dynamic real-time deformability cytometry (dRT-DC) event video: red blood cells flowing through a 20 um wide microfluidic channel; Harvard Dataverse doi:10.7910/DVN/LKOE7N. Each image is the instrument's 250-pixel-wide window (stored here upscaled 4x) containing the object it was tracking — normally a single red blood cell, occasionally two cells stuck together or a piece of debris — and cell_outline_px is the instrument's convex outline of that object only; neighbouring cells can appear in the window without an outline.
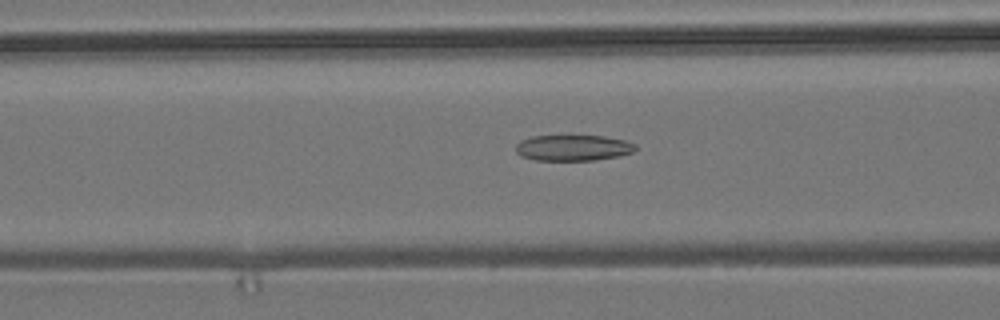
{"species": "common noctule bat (a hibernating species)", "species_latin": "Nyctalus noctula", "temperature_condition": "room temperature", "stored_images_in_passage": 49, "camera_frame_rate_fps": 3000, "um_per_image_px": 0.085, "animal": {"sex": "male", "body_mass_g": 19.2, "forearm_length_mm": 51.8}, "frame": {"image": 1, "passage_image": 15, "time_ms": 4.667, "image_size_px": [1000, 320], "cell_outline_px": [[636, 148], [632, 152], [620, 156], [596, 160], [536, 160], [520, 156], [516, 152], [516, 144], [520, 140], [532, 136], [604, 136], [624, 140], [636, 144]], "centroid_in_image_um": [48.7, 12.56], "position_along_channel_um": 117.9, "area_um2": 18.09}}
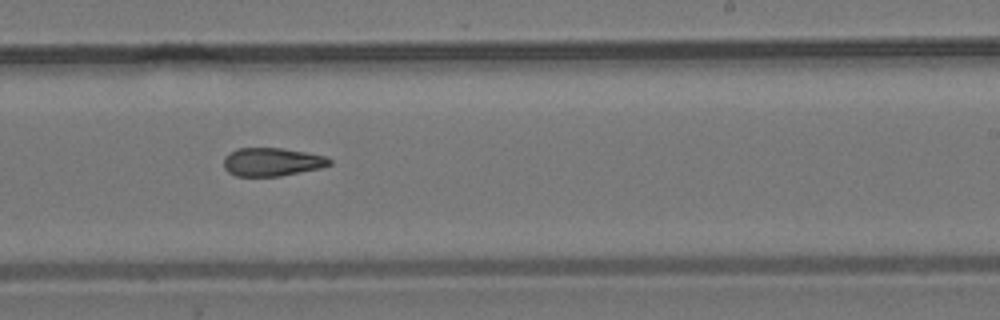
{"frame": {"image": 2, "passage_image": 27, "time_ms": 8.667, "image_size_px": [1000, 320], "cell_outline_px": [[332, 164], [320, 168], [280, 176], [236, 176], [228, 172], [224, 168], [224, 156], [228, 152], [236, 148], [284, 148], [328, 156], [332, 160]], "centroid_in_image_um": [23.12, 13.75], "position_along_channel_um": 265.9, "area_um2": 17.69}}
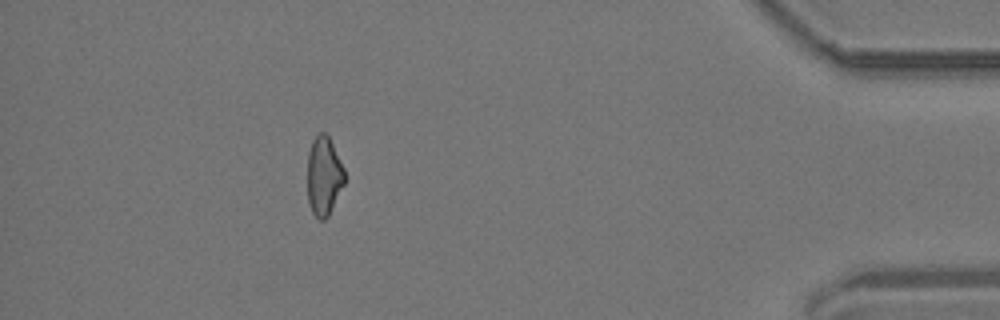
{"frame": {"image": 3, "passage_image": 43, "time_ms": 14.0, "image_size_px": [1000, 320], "cell_outline_px": [[344, 184], [328, 216], [324, 220], [320, 220], [312, 212], [308, 200], [308, 152], [312, 140], [320, 132], [324, 132], [328, 136], [344, 168]], "centroid_in_image_um": [27.52, 14.96], "position_along_channel_um": 407.7, "area_um2": 16.88}, "authors_computed_cell_mechanics": {"area_um2": 18.0914, "velocity_mm_per_s": 3.6981, "shape_relaxation_time_tau1_ms": null, "shape_relaxation_time_tau2_ms": 6.0811, "deformation_change_tau1": null, "deformation_change_tau2": 0.1474}}